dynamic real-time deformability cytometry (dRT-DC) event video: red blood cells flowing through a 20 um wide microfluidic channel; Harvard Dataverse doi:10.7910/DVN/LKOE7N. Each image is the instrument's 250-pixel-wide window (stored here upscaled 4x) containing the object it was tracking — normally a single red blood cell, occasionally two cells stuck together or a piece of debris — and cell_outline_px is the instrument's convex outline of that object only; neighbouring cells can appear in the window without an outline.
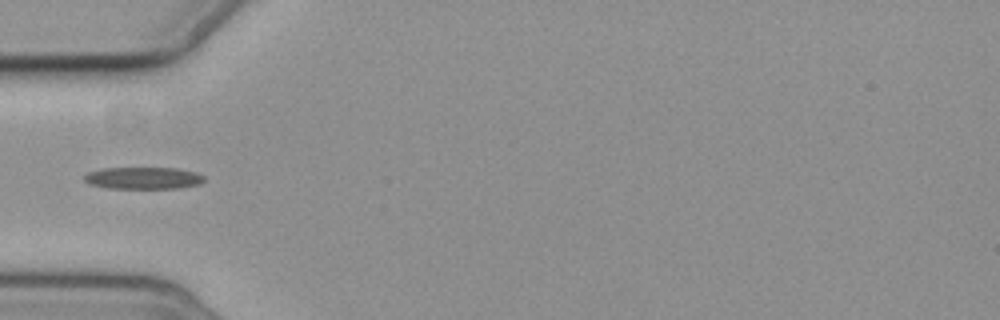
{"species": "common noctule bat (a hibernating species)", "species_latin": "Nyctalus noctula", "temperature_condition": "cold", "stored_images_in_passage": 3, "camera_frame_rate_fps": 3000, "um_per_image_px": 0.085, "animal": {"sex": "female", "body_mass_g": 19.3, "forearm_length_mm": 54.1}, "frame": {"image": 1, "passage_image": 1, "time_ms": 0.0, "image_size_px": [1000, 320], "cell_outline_px": [[204, 180], [200, 184], [180, 188], [108, 188], [88, 184], [84, 180], [84, 176], [88, 172], [100, 168], [176, 168], [196, 172], [204, 176]], "centroid_in_image_um": [12.17, 15.13], "position_along_channel_um": 72.8, "area_um2": 15.43}}
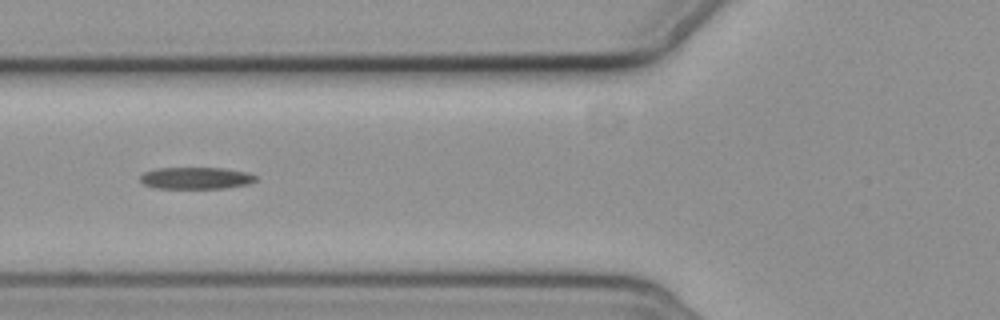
{"frame": {"image": 2, "passage_image": 2, "time_ms": 1.0, "image_size_px": [1000, 320], "cell_outline_px": [[256, 180], [248, 184], [224, 188], [156, 188], [144, 184], [140, 180], [140, 176], [144, 172], [156, 168], [224, 168], [248, 172], [256, 176]], "centroid_in_image_um": [16.66, 15.13], "position_along_channel_um": 109.1, "area_um2": 14.68}}